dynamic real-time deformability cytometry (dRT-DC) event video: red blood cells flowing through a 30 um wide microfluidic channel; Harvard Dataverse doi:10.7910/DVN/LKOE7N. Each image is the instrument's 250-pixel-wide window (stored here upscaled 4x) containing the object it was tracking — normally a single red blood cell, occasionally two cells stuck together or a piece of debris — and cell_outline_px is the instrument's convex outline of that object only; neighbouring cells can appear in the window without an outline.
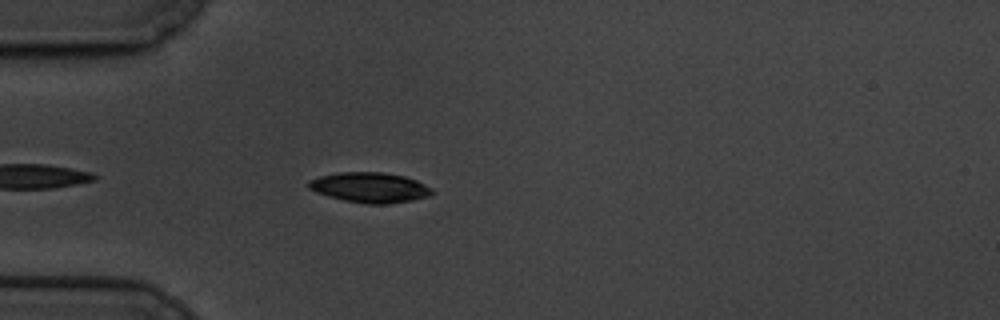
{"species": "common noctule bat (a hibernating species)", "species_latin": "Nyctalus noctula", "temperature_condition": "cold", "stored_images_in_passage": 16, "camera_frame_rate_fps": 3000, "um_per_image_px": 0.085, "animal": {"sex": "male", "body_mass_g": 19.5, "forearm_length_mm": 54.6}, "frame": {"image": 1, "passage_image": 4, "time_ms": 1.0, "image_size_px": [1000, 320], "cell_outline_px": [[436, 192], [428, 196], [412, 200], [388, 204], [368, 204], [344, 200], [328, 196], [316, 192], [308, 188], [308, 180], [320, 176], [340, 172], [380, 172], [404, 176], [416, 180], [432, 188]], "centroid_in_image_um": [31.44, 15.94], "position_along_channel_um": 53.6, "area_um2": 21.68}}
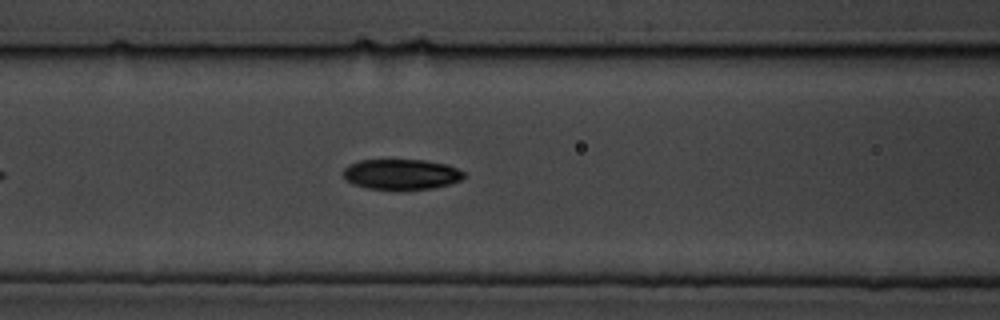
{"frame": {"image": 2, "passage_image": 12, "time_ms": 3.667, "image_size_px": [1000, 320], "cell_outline_px": [[464, 176], [460, 180], [448, 184], [432, 188], [368, 188], [352, 184], [344, 176], [344, 168], [348, 164], [360, 160], [424, 160], [448, 164], [464, 172]], "centroid_in_image_um": [34.11, 14.79], "position_along_channel_um": 132.5, "area_um2": 20.92}}
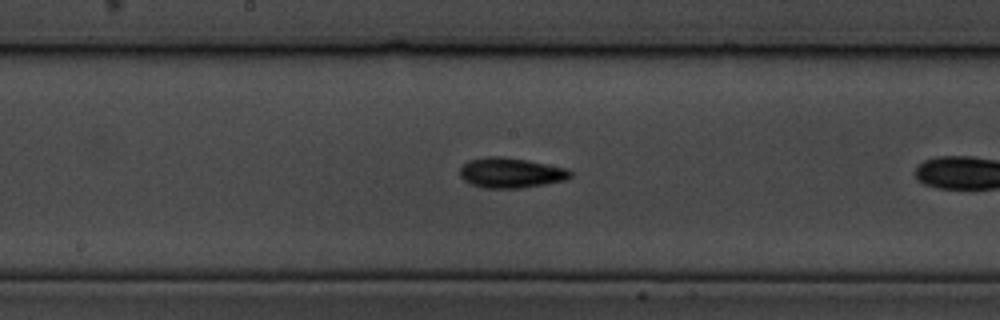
{"frame": {"image": 3, "passage_image": 15, "time_ms": 4.667, "image_size_px": [1000, 320], "cell_outline_px": [[572, 176], [568, 180], [520, 188], [484, 188], [472, 184], [464, 180], [460, 176], [460, 168], [468, 160], [484, 156], [500, 156], [528, 160], [568, 168], [572, 172]], "centroid_in_image_um": [43.44, 14.68], "position_along_channel_um": 204.8, "area_um2": 19.59}}